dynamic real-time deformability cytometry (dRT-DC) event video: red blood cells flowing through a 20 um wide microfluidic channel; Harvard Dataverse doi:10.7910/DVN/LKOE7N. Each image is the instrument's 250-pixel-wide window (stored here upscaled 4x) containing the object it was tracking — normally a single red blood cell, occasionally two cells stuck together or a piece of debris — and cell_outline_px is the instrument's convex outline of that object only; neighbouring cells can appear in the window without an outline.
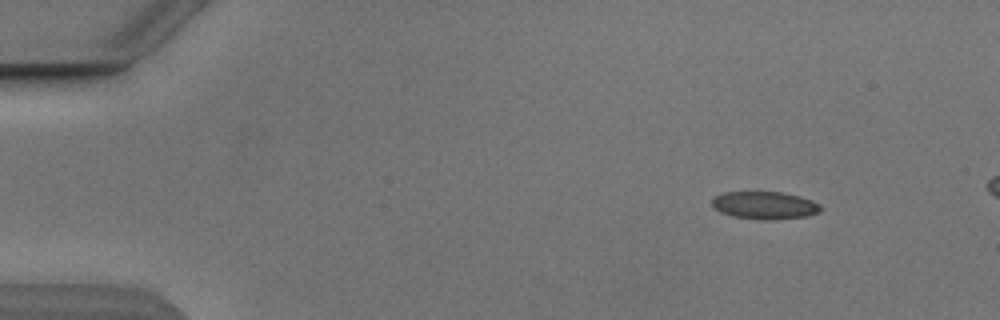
{"species": "Egyptian fruit bat (a non-hibernating species)", "species_latin": "Rousettus aegyptiacus", "temperature_condition": "cold", "stored_images_in_passage": 47, "camera_frame_rate_fps": 3000, "um_per_image_px": 0.085, "animal": {"sex": "male"}, "frame": {"image": 1, "passage_image": 1, "time_ms": 0.0, "image_size_px": [1000, 320], "cell_outline_px": [[820, 212], [808, 216], [776, 220], [760, 220], [732, 216], [720, 212], [712, 204], [712, 196], [724, 192], [780, 192], [800, 196], [812, 200], [820, 204]], "centroid_in_image_um": [65.0, 17.46], "position_along_channel_um": 20.0, "area_um2": 17.69}}
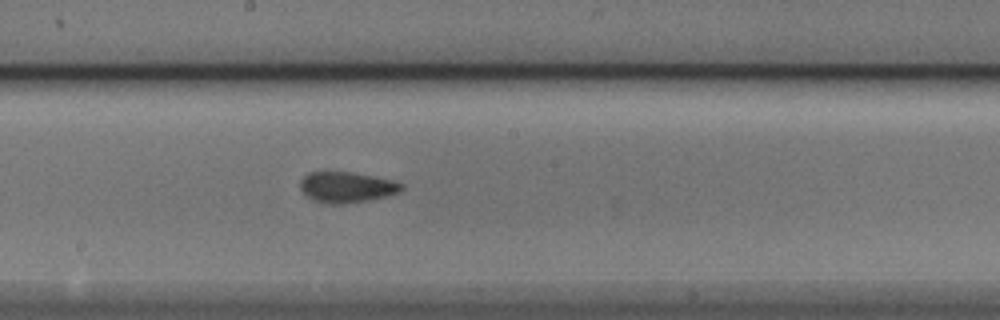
{"frame": {"image": 2, "passage_image": 24, "time_ms": 7.667, "image_size_px": [1000, 320], "cell_outline_px": [[404, 188], [400, 192], [368, 200], [344, 204], [328, 204], [312, 200], [300, 188], [300, 180], [308, 172], [352, 172], [392, 180], [404, 184]], "centroid_in_image_um": [29.46, 15.91], "position_along_channel_um": 218.7, "area_um2": 18.09}}
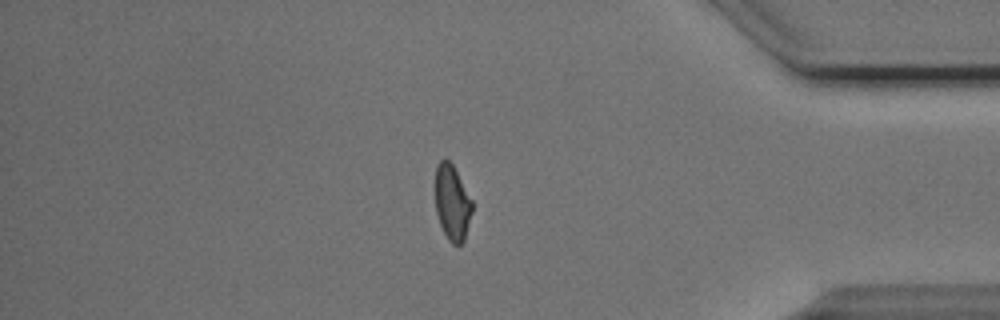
{"frame": {"image": 3, "passage_image": 40, "time_ms": 13.0, "image_size_px": [1000, 320], "cell_outline_px": [[472, 212], [464, 240], [460, 244], [452, 244], [448, 240], [440, 224], [436, 212], [436, 164], [444, 156], [452, 164], [472, 200]], "centroid_in_image_um": [38.43, 17.21], "position_along_channel_um": 396.8, "area_um2": 16.07}, "authors_computed_cell_mechanics": {"area_um2": 17.6868, "velocity_mm_per_s": 3.8722, "shape_relaxation_time_tau1_ms": 5.036, "shape_relaxation_time_tau2_ms": 1.465, "deformation_change_tau1": 0.1465, "deformation_change_tau2": 0.0746}}